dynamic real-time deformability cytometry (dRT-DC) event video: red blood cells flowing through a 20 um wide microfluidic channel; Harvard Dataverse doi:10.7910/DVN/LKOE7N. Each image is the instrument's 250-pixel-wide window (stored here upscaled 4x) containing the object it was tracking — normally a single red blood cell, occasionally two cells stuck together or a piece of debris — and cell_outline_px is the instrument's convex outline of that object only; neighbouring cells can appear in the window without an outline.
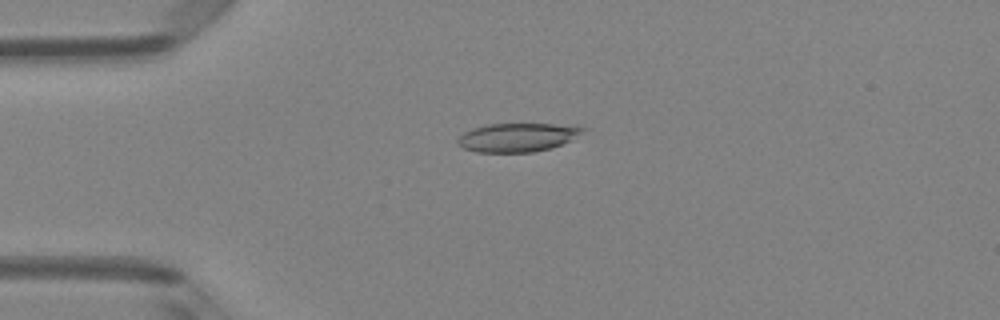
{"species": "Egyptian fruit bat (a non-hibernating species)", "species_latin": "Rousettus aegyptiacus", "temperature_condition": "room temperature", "stored_images_in_passage": 5, "camera_frame_rate_fps": 3000, "um_per_image_px": 0.085, "animal": {"sex": "female"}, "frame": {"image": 1, "passage_image": 4, "time_ms": 1.0, "image_size_px": [1000, 320], "cell_outline_px": [[588, 128], [568, 140], [552, 148], [532, 152], [476, 152], [464, 148], [456, 144], [456, 140], [464, 132], [472, 128], [488, 124], [576, 124]], "centroid_in_image_um": [43.97, 11.66], "position_along_channel_um": 41.0, "area_um2": 20.92}}